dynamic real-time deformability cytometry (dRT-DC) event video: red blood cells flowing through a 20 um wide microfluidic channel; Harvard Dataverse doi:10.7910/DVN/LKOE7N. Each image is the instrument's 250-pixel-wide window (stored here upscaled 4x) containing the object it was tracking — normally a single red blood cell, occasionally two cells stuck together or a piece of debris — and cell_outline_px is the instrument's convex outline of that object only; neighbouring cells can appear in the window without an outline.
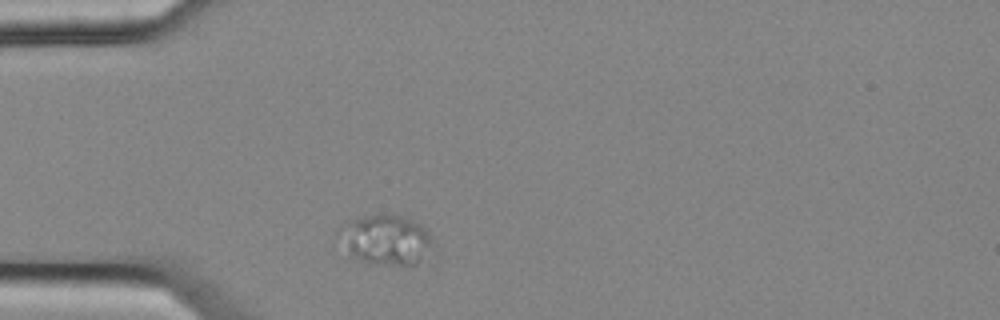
{"species": "common noctule bat (a hibernating species)", "species_latin": "Nyctalus noctula", "temperature_condition": "cold", "stored_images_in_passage": 1, "camera_frame_rate_fps": 3000, "um_per_image_px": 0.085, "animal": {"sex": "female", "body_mass_g": 25.1}, "frame": {"image": 1, "passage_image": 1, "time_ms": 0.0, "image_size_px": [1000, 320], "cell_outline_px": [[436, 244], [416, 264], [376, 264], [352, 256], [336, 232], [340, 224], [344, 220], [364, 216], [408, 216], [420, 224], [432, 236]], "centroid_in_image_um": [32.8, 20.35], "position_along_channel_um": 52.2, "area_um2": 27.17}}